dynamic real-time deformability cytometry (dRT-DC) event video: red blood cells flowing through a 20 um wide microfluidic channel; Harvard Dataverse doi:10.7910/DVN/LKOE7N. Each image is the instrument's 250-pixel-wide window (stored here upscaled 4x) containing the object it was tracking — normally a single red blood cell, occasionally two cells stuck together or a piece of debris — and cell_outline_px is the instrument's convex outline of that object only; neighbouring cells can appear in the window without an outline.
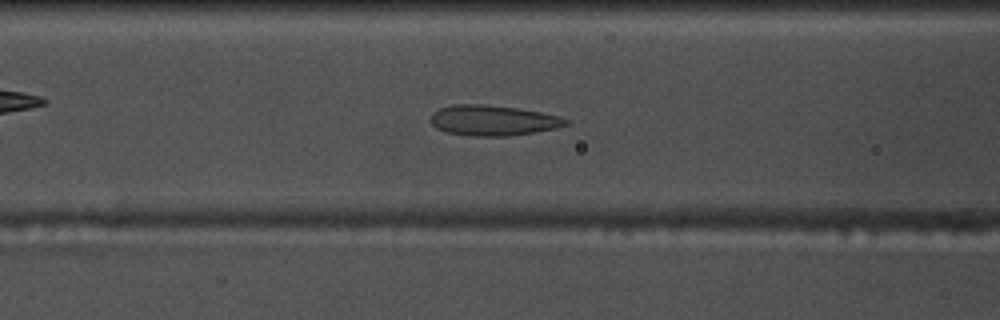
{"species": "common noctule bat (a hibernating species)", "species_latin": "Nyctalus noctula", "temperature_condition": "warm", "stored_images_in_passage": 45, "camera_frame_rate_fps": 3000, "um_per_image_px": 0.085, "animal": {"sex": "male", "body_mass_g": 17.5, "forearm_length_mm": 52.3}, "frame": {"image": 1, "passage_image": 12, "time_ms": 3.667, "image_size_px": [1000, 320], "cell_outline_px": [[568, 124], [556, 128], [536, 132], [508, 136], [468, 136], [448, 132], [436, 128], [428, 120], [432, 112], [440, 108], [456, 104], [480, 104], [516, 108], [540, 112], [560, 116], [568, 120]], "centroid_in_image_um": [41.87, 10.24], "position_along_channel_um": 124.7, "area_um2": 23.99}}
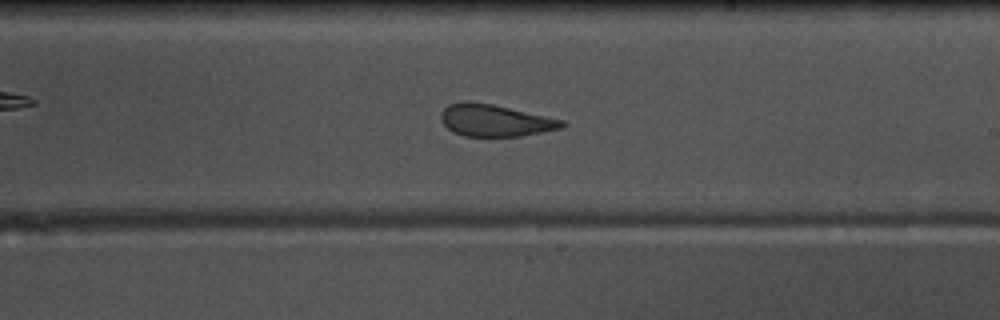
{"frame": {"image": 2, "passage_image": 22, "time_ms": 7.0, "image_size_px": [1000, 320], "cell_outline_px": [[568, 124], [564, 128], [520, 136], [464, 136], [452, 132], [440, 120], [440, 112], [448, 104], [464, 100], [492, 104], [564, 120]], "centroid_in_image_um": [42.07, 10.23], "position_along_channel_um": 246.9, "area_um2": 22.72}}
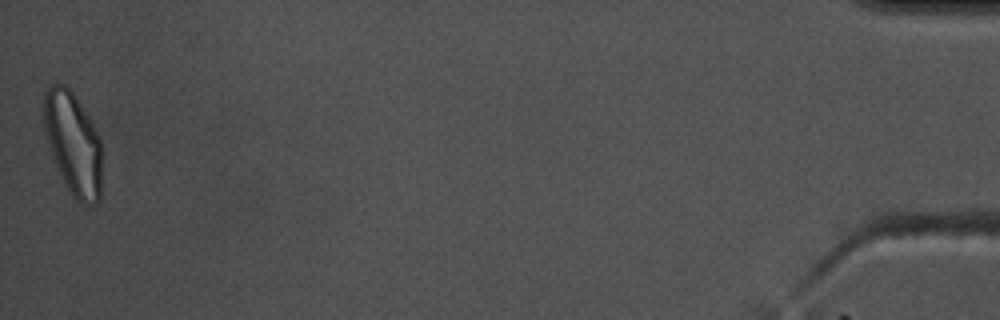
{"frame": {"image": 3, "passage_image": 45, "time_ms": 14.667, "image_size_px": [1000, 320], "cell_outline_px": [[100, 200], [96, 204], [80, 204], [72, 196], [52, 156], [44, 132], [44, 92], [52, 84], [64, 84], [72, 92], [88, 116], [100, 140]], "centroid_in_image_um": [6.2, 12.21], "position_along_channel_um": 429.0, "area_um2": 34.16}, "authors_computed_cell_mechanics": {"area_um2": 24.4494, "velocity_mm_per_s": 3.6836, "shape_relaxation_time_tau1_ms": null, "shape_relaxation_time_tau2_ms": 1.7171, "deformation_change_tau1": null, "deformation_change_tau2": 0.0977}}